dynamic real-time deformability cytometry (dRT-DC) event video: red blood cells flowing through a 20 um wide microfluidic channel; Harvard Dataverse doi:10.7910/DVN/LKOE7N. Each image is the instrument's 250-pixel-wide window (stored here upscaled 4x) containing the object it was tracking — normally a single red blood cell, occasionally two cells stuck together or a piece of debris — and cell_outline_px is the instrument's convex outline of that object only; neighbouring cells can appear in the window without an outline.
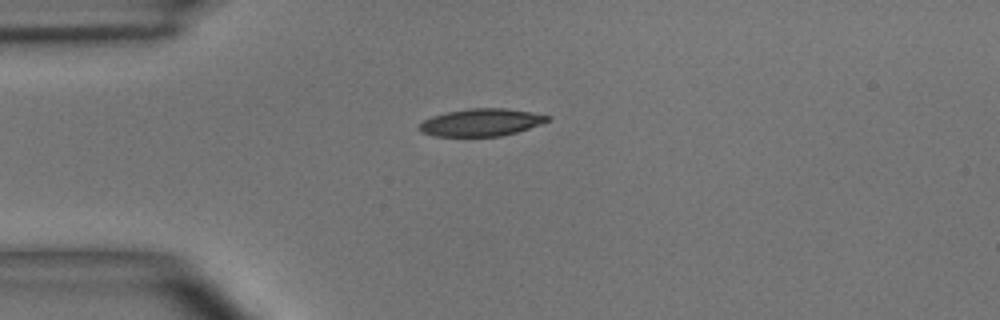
{"species": "common noctule bat (a hibernating species)", "species_latin": "Nyctalus noctula", "temperature_condition": "room temperature", "stored_images_in_passage": 4, "camera_frame_rate_fps": 3000, "um_per_image_px": 0.085, "animal": {"sex": "male", "body_mass_g": 15.6}, "frame": {"image": 1, "passage_image": 1, "time_ms": 0.0, "image_size_px": [1000, 320], "cell_outline_px": [[548, 120], [540, 124], [516, 132], [500, 136], [436, 136], [420, 132], [420, 124], [424, 120], [432, 116], [448, 112], [472, 108], [504, 108], [532, 112], [548, 116]], "centroid_in_image_um": [40.88, 10.4], "position_along_channel_um": 44.1, "area_um2": 20.11}}
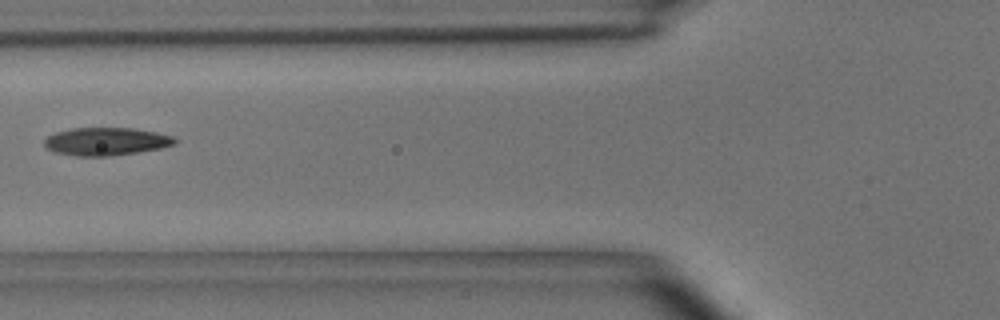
{"frame": {"image": 2, "passage_image": 3, "time_ms": 2.333, "image_size_px": [1000, 320], "cell_outline_px": [[176, 144], [160, 148], [136, 152], [108, 156], [76, 156], [56, 152], [44, 148], [44, 140], [48, 136], [56, 132], [72, 128], [132, 128], [156, 132], [172, 136], [176, 140]], "centroid_in_image_um": [8.99, 12.02], "position_along_channel_um": 116.8, "area_um2": 21.1}}